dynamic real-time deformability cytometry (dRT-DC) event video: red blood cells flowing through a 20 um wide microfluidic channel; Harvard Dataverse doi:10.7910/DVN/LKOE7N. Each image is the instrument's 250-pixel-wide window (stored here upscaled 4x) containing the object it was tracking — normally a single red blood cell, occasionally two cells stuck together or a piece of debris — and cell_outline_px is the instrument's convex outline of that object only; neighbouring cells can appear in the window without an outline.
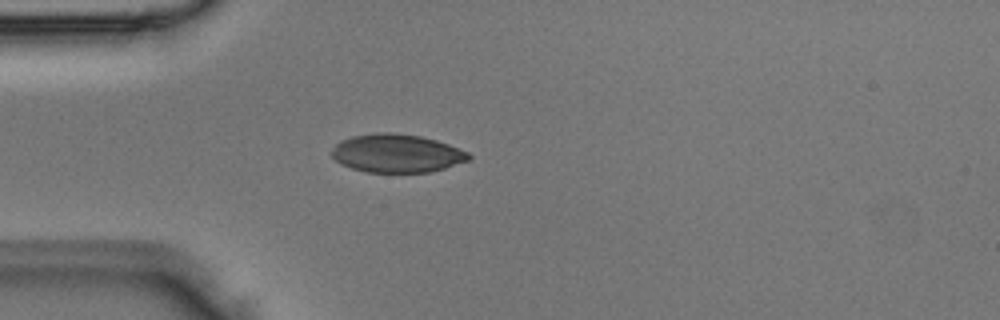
{"species": "Egyptian fruit bat (a non-hibernating species)", "species_latin": "Rousettus aegyptiacus", "temperature_condition": "room temperature", "stored_images_in_passage": 4, "camera_frame_rate_fps": 3000, "um_per_image_px": 0.085, "animal": {"sex": "male"}, "frame": {"image": 1, "passage_image": 4, "time_ms": 1.0, "image_size_px": [1000, 320], "cell_outline_px": [[472, 156], [468, 160], [444, 168], [428, 172], [368, 172], [352, 168], [340, 164], [332, 156], [332, 148], [340, 140], [352, 136], [380, 132], [388, 132], [420, 136], [436, 140], [448, 144], [468, 152]], "centroid_in_image_um": [33.7, 13.03], "position_along_channel_um": 51.3, "area_um2": 30.4}}